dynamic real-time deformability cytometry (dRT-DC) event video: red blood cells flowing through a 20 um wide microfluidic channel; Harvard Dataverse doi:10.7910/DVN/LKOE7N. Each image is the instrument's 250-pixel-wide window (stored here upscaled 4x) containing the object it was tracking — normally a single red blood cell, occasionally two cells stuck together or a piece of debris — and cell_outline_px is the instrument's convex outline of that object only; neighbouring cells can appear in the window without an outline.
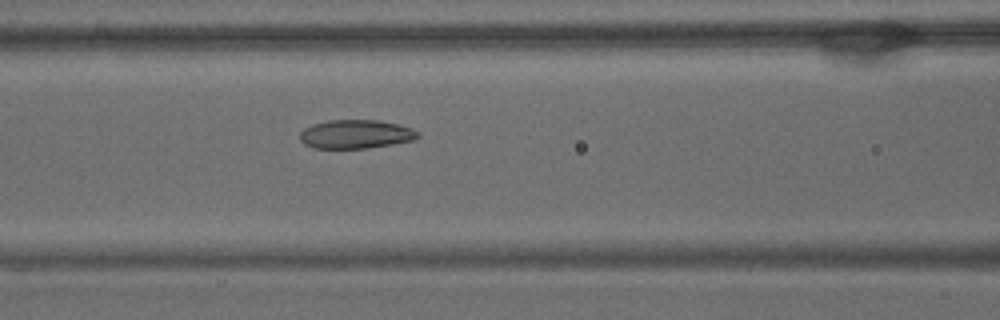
{"species": "common noctule bat (a hibernating species)", "species_latin": "Nyctalus noctula", "temperature_condition": "warm", "stored_images_in_passage": 54, "camera_frame_rate_fps": 3000, "um_per_image_px": 0.085, "animal": {"sex": "male", "body_mass_g": 15.6}, "frame": {"image": 1, "passage_image": 21, "time_ms": 6.667, "image_size_px": [1000, 320], "cell_outline_px": [[420, 136], [412, 140], [392, 144], [368, 148], [312, 148], [304, 144], [300, 140], [300, 132], [304, 128], [312, 124], [328, 120], [380, 120], [400, 124], [412, 128], [420, 132]], "centroid_in_image_um": [30.24, 11.4], "position_along_channel_um": 136.4, "area_um2": 19.94}}
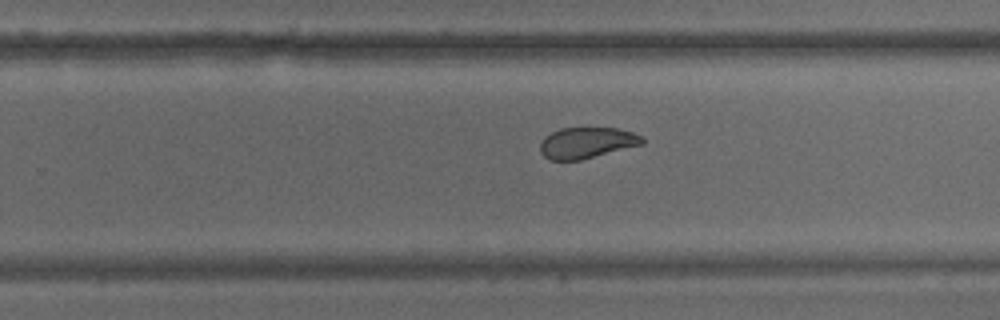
{"frame": {"image": 2, "passage_image": 33, "time_ms": 10.667, "image_size_px": [1000, 320], "cell_outline_px": [[644, 144], [580, 160], [548, 160], [540, 152], [540, 144], [544, 136], [560, 128], [616, 128], [632, 132], [644, 136]], "centroid_in_image_um": [49.87, 12.14], "position_along_channel_um": 279.9, "area_um2": 18.55}}
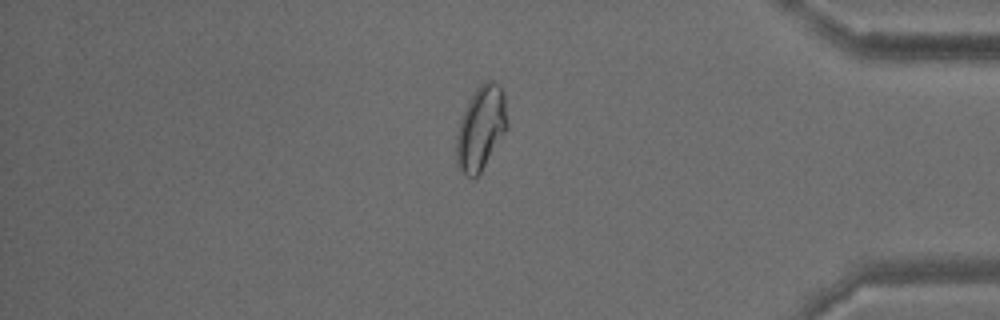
{"frame": {"image": 3, "passage_image": 45, "time_ms": 14.667, "image_size_px": [1000, 320], "cell_outline_px": [[508, 128], [480, 172], [472, 180], [460, 172], [456, 164], [456, 136], [460, 120], [468, 100], [476, 88], [484, 80], [492, 80], [500, 84], [504, 92], [508, 120]], "centroid_in_image_um": [40.88, 10.87], "position_along_channel_um": 394.3, "area_um2": 25.32}, "authors_computed_cell_mechanics": {"area_um2": 22.5709, "velocity_mm_per_s": 3.5944, "shape_relaxation_time_tau1_ms": 10.7131, "shape_relaxation_time_tau2_ms": 2.0229, "deformation_change_tau1": 0.213, "deformation_change_tau2": 0.0711}}